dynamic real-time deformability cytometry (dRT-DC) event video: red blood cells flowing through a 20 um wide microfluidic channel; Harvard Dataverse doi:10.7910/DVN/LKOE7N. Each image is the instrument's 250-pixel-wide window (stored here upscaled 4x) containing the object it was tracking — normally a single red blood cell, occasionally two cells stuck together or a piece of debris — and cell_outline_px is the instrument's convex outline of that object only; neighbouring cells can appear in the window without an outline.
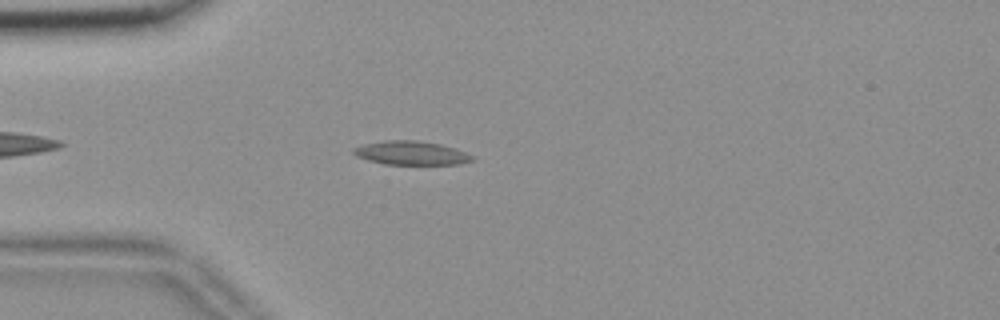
{"species": "common noctule bat (a hibernating species)", "species_latin": "Nyctalus noctula", "temperature_condition": "room temperature", "stored_images_in_passage": 40, "camera_frame_rate_fps": 3000, "um_per_image_px": 0.085, "animal": {"sex": "female", "body_mass_g": 18.4}, "frame": {"image": 1, "passage_image": 6, "time_ms": 1.667, "image_size_px": [1000, 320], "cell_outline_px": [[476, 160], [460, 164], [384, 164], [368, 160], [356, 156], [352, 152], [352, 148], [364, 144], [384, 140], [416, 140], [440, 144], [476, 156]], "centroid_in_image_um": [34.95, 13.01], "position_along_channel_um": 50.1, "area_um2": 16.47}}
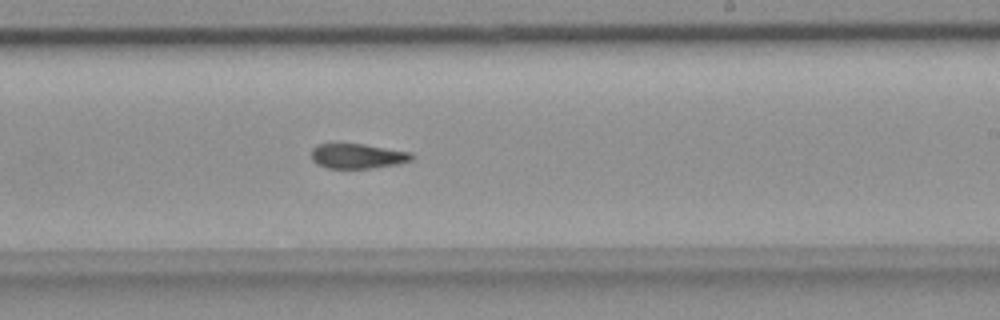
{"frame": {"image": 2, "passage_image": 24, "time_ms": 7.667, "image_size_px": [1000, 320], "cell_outline_px": [[416, 156], [412, 160], [400, 164], [372, 168], [328, 168], [316, 164], [312, 160], [312, 148], [316, 144], [364, 144], [412, 152]], "centroid_in_image_um": [30.44, 13.27], "position_along_channel_um": 258.6, "area_um2": 14.74}}
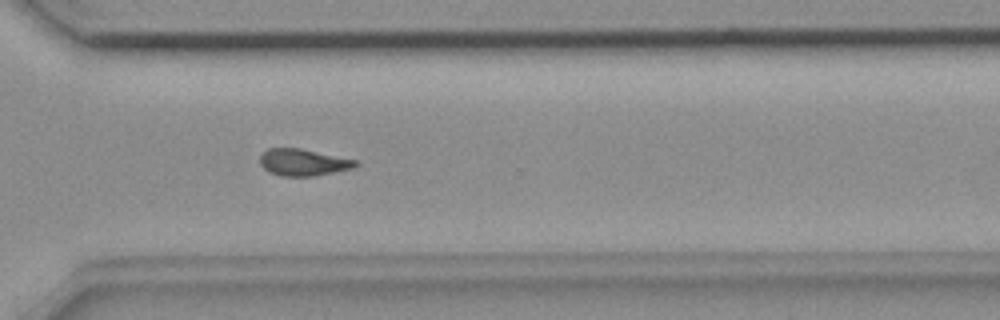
{"frame": {"image": 3, "passage_image": 31, "time_ms": 10.0, "image_size_px": [1000, 320], "cell_outline_px": [[360, 164], [352, 168], [312, 176], [280, 176], [268, 172], [260, 164], [260, 152], [268, 148], [300, 148], [356, 160]], "centroid_in_image_um": [25.71, 13.79], "position_along_channel_um": 344.9, "area_um2": 14.91}, "authors_computed_cell_mechanics": {"area_um2": 15.5482, "velocity_mm_per_s": 3.6847, "shape_relaxation_time_tau1_ms": null, "shape_relaxation_time_tau2_ms": 6.4808, "deformation_change_tau1": null, "deformation_change_tau2": 0.1359}}